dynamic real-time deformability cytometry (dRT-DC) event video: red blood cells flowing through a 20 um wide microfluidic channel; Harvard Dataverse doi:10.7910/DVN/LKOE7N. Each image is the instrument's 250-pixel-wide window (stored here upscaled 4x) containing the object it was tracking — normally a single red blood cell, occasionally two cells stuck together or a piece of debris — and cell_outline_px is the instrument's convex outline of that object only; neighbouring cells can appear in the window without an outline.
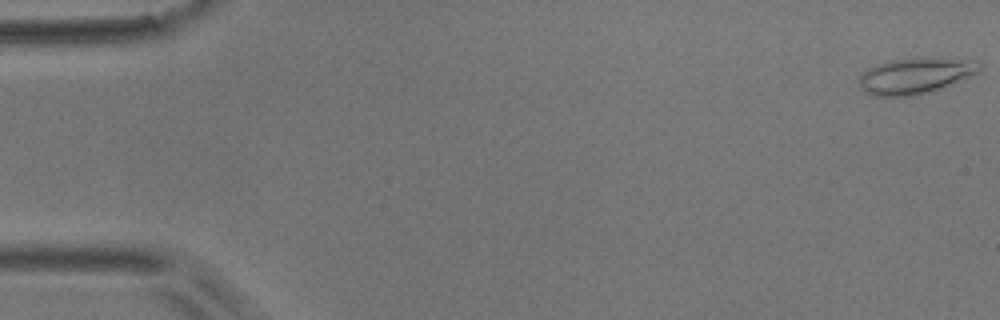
{"species": "common noctule bat (a hibernating species)", "species_latin": "Nyctalus noctula", "temperature_condition": "room temperature", "stored_images_in_passage": 55, "camera_frame_rate_fps": 3000, "um_per_image_px": 0.085, "animal": {"sex": "male", "body_mass_g": 17.9}, "frame": {"image": 1, "passage_image": 1, "time_ms": 0.0, "image_size_px": [1000, 320], "cell_outline_px": [[980, 68], [976, 72], [968, 76], [928, 92], [912, 96], [872, 96], [864, 92], [860, 88], [856, 80], [868, 68], [876, 64], [892, 60], [916, 56], [940, 56], [976, 60], [980, 64]], "centroid_in_image_um": [77.74, 6.39], "position_along_channel_um": 7.3, "area_um2": 25.61}}
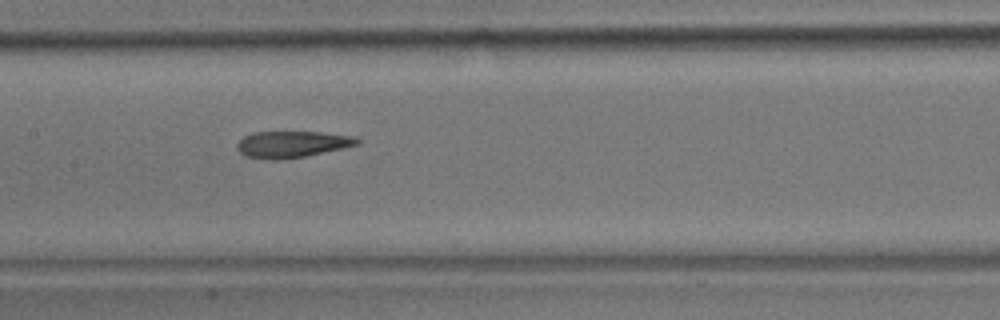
{"frame": {"image": 2, "passage_image": 27, "time_ms": 8.667, "image_size_px": [1000, 320], "cell_outline_px": [[360, 144], [344, 148], [304, 156], [276, 160], [264, 160], [244, 156], [236, 148], [236, 144], [244, 136], [252, 132], [320, 132], [352, 136], [360, 140]], "centroid_in_image_um": [24.78, 12.27], "position_along_channel_um": 182.6, "area_um2": 18.61}}
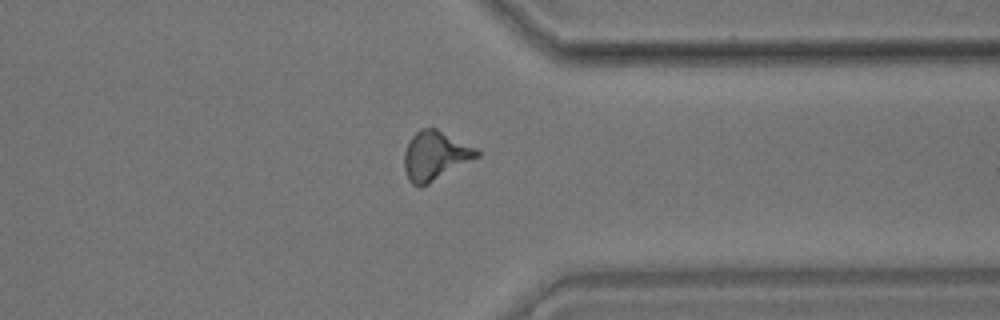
{"frame": {"image": 3, "passage_image": 43, "time_ms": 14.0, "image_size_px": [1000, 320], "cell_outline_px": [[480, 156], [428, 184], [420, 188], [412, 184], [408, 180], [404, 168], [404, 152], [412, 136], [420, 128], [436, 128], [476, 148], [480, 152]], "centroid_in_image_um": [36.97, 13.25], "position_along_channel_um": 374.4, "area_um2": 20.69}, "authors_computed_cell_mechanics": {"area_um2": 19.5364, "velocity_mm_per_s": 3.6606, "shape_relaxation_time_tau1_ms": null, "shape_relaxation_time_tau2_ms": 3.246, "deformation_change_tau1": null, "deformation_change_tau2": 0.1375}}